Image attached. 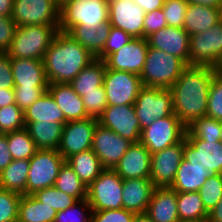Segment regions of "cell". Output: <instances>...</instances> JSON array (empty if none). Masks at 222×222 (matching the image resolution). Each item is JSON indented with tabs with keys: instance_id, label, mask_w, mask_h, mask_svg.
<instances>
[{
	"instance_id": "6da1fadb",
	"label": "cell",
	"mask_w": 222,
	"mask_h": 222,
	"mask_svg": "<svg viewBox=\"0 0 222 222\" xmlns=\"http://www.w3.org/2000/svg\"><path fill=\"white\" fill-rule=\"evenodd\" d=\"M215 73L213 67L188 65L169 88L174 114L186 127L206 116L210 84Z\"/></svg>"
},
{
	"instance_id": "7a4b0ae2",
	"label": "cell",
	"mask_w": 222,
	"mask_h": 222,
	"mask_svg": "<svg viewBox=\"0 0 222 222\" xmlns=\"http://www.w3.org/2000/svg\"><path fill=\"white\" fill-rule=\"evenodd\" d=\"M96 58L66 32L58 31L43 57L49 83H70Z\"/></svg>"
},
{
	"instance_id": "3957f363",
	"label": "cell",
	"mask_w": 222,
	"mask_h": 222,
	"mask_svg": "<svg viewBox=\"0 0 222 222\" xmlns=\"http://www.w3.org/2000/svg\"><path fill=\"white\" fill-rule=\"evenodd\" d=\"M58 31L59 25L17 27L6 53L10 58L42 60Z\"/></svg>"
},
{
	"instance_id": "277c9868",
	"label": "cell",
	"mask_w": 222,
	"mask_h": 222,
	"mask_svg": "<svg viewBox=\"0 0 222 222\" xmlns=\"http://www.w3.org/2000/svg\"><path fill=\"white\" fill-rule=\"evenodd\" d=\"M188 65L177 56L148 47L140 78L143 86L169 89Z\"/></svg>"
},
{
	"instance_id": "5b68a950",
	"label": "cell",
	"mask_w": 222,
	"mask_h": 222,
	"mask_svg": "<svg viewBox=\"0 0 222 222\" xmlns=\"http://www.w3.org/2000/svg\"><path fill=\"white\" fill-rule=\"evenodd\" d=\"M109 20L108 0H67L60 6L59 31L76 25L97 27Z\"/></svg>"
},
{
	"instance_id": "8992f818",
	"label": "cell",
	"mask_w": 222,
	"mask_h": 222,
	"mask_svg": "<svg viewBox=\"0 0 222 222\" xmlns=\"http://www.w3.org/2000/svg\"><path fill=\"white\" fill-rule=\"evenodd\" d=\"M141 130L154 120L174 114L170 89L143 86L133 104Z\"/></svg>"
},
{
	"instance_id": "52a82bcc",
	"label": "cell",
	"mask_w": 222,
	"mask_h": 222,
	"mask_svg": "<svg viewBox=\"0 0 222 222\" xmlns=\"http://www.w3.org/2000/svg\"><path fill=\"white\" fill-rule=\"evenodd\" d=\"M123 179L113 170L104 169L87 187V201L93 211L123 208Z\"/></svg>"
},
{
	"instance_id": "ba28073f",
	"label": "cell",
	"mask_w": 222,
	"mask_h": 222,
	"mask_svg": "<svg viewBox=\"0 0 222 222\" xmlns=\"http://www.w3.org/2000/svg\"><path fill=\"white\" fill-rule=\"evenodd\" d=\"M65 159L55 149H38L29 159L27 176V195L36 191L54 186L59 170Z\"/></svg>"
},
{
	"instance_id": "9c48e42d",
	"label": "cell",
	"mask_w": 222,
	"mask_h": 222,
	"mask_svg": "<svg viewBox=\"0 0 222 222\" xmlns=\"http://www.w3.org/2000/svg\"><path fill=\"white\" fill-rule=\"evenodd\" d=\"M186 126L175 114L154 120V122L141 130L140 143L154 154L163 149L180 143L185 138Z\"/></svg>"
},
{
	"instance_id": "30bf717a",
	"label": "cell",
	"mask_w": 222,
	"mask_h": 222,
	"mask_svg": "<svg viewBox=\"0 0 222 222\" xmlns=\"http://www.w3.org/2000/svg\"><path fill=\"white\" fill-rule=\"evenodd\" d=\"M222 58V20L212 28L190 35L189 65L216 68Z\"/></svg>"
},
{
	"instance_id": "8fae6325",
	"label": "cell",
	"mask_w": 222,
	"mask_h": 222,
	"mask_svg": "<svg viewBox=\"0 0 222 222\" xmlns=\"http://www.w3.org/2000/svg\"><path fill=\"white\" fill-rule=\"evenodd\" d=\"M12 19L17 25H59L60 5L55 0H14Z\"/></svg>"
},
{
	"instance_id": "7c38bea8",
	"label": "cell",
	"mask_w": 222,
	"mask_h": 222,
	"mask_svg": "<svg viewBox=\"0 0 222 222\" xmlns=\"http://www.w3.org/2000/svg\"><path fill=\"white\" fill-rule=\"evenodd\" d=\"M103 87L108 106H121L134 104L143 84L139 75L106 68Z\"/></svg>"
},
{
	"instance_id": "4fadbf2b",
	"label": "cell",
	"mask_w": 222,
	"mask_h": 222,
	"mask_svg": "<svg viewBox=\"0 0 222 222\" xmlns=\"http://www.w3.org/2000/svg\"><path fill=\"white\" fill-rule=\"evenodd\" d=\"M97 124L98 119L92 117L67 122L63 126L57 151L66 160L73 154L92 149L93 132Z\"/></svg>"
},
{
	"instance_id": "5bb4252c",
	"label": "cell",
	"mask_w": 222,
	"mask_h": 222,
	"mask_svg": "<svg viewBox=\"0 0 222 222\" xmlns=\"http://www.w3.org/2000/svg\"><path fill=\"white\" fill-rule=\"evenodd\" d=\"M132 144L131 141L119 136L113 130L102 127L99 123L94 129L92 151L104 169H114Z\"/></svg>"
},
{
	"instance_id": "9a60e30c",
	"label": "cell",
	"mask_w": 222,
	"mask_h": 222,
	"mask_svg": "<svg viewBox=\"0 0 222 222\" xmlns=\"http://www.w3.org/2000/svg\"><path fill=\"white\" fill-rule=\"evenodd\" d=\"M98 123L132 143L140 141L141 128L133 104L107 106Z\"/></svg>"
},
{
	"instance_id": "2e32d148",
	"label": "cell",
	"mask_w": 222,
	"mask_h": 222,
	"mask_svg": "<svg viewBox=\"0 0 222 222\" xmlns=\"http://www.w3.org/2000/svg\"><path fill=\"white\" fill-rule=\"evenodd\" d=\"M112 27L125 31L132 38H144L145 12L133 0H108Z\"/></svg>"
},
{
	"instance_id": "e0dca14e",
	"label": "cell",
	"mask_w": 222,
	"mask_h": 222,
	"mask_svg": "<svg viewBox=\"0 0 222 222\" xmlns=\"http://www.w3.org/2000/svg\"><path fill=\"white\" fill-rule=\"evenodd\" d=\"M184 139L162 151L151 154L150 180L155 187H170L183 158Z\"/></svg>"
},
{
	"instance_id": "ac0fdd59",
	"label": "cell",
	"mask_w": 222,
	"mask_h": 222,
	"mask_svg": "<svg viewBox=\"0 0 222 222\" xmlns=\"http://www.w3.org/2000/svg\"><path fill=\"white\" fill-rule=\"evenodd\" d=\"M183 158L191 165L207 168L210 174H222V143L184 138Z\"/></svg>"
},
{
	"instance_id": "d6986e66",
	"label": "cell",
	"mask_w": 222,
	"mask_h": 222,
	"mask_svg": "<svg viewBox=\"0 0 222 222\" xmlns=\"http://www.w3.org/2000/svg\"><path fill=\"white\" fill-rule=\"evenodd\" d=\"M148 47L146 38H133L104 60L106 68L140 75L145 64Z\"/></svg>"
},
{
	"instance_id": "ffe728a7",
	"label": "cell",
	"mask_w": 222,
	"mask_h": 222,
	"mask_svg": "<svg viewBox=\"0 0 222 222\" xmlns=\"http://www.w3.org/2000/svg\"><path fill=\"white\" fill-rule=\"evenodd\" d=\"M189 38L184 28L166 26L146 37L149 47L177 56L189 65Z\"/></svg>"
},
{
	"instance_id": "44dd1931",
	"label": "cell",
	"mask_w": 222,
	"mask_h": 222,
	"mask_svg": "<svg viewBox=\"0 0 222 222\" xmlns=\"http://www.w3.org/2000/svg\"><path fill=\"white\" fill-rule=\"evenodd\" d=\"M113 170L123 180L150 179L151 153L142 143H133Z\"/></svg>"
},
{
	"instance_id": "7402d4cb",
	"label": "cell",
	"mask_w": 222,
	"mask_h": 222,
	"mask_svg": "<svg viewBox=\"0 0 222 222\" xmlns=\"http://www.w3.org/2000/svg\"><path fill=\"white\" fill-rule=\"evenodd\" d=\"M47 91L54 98L67 122L86 119L89 116L79 96L68 83H49Z\"/></svg>"
},
{
	"instance_id": "603a6c76",
	"label": "cell",
	"mask_w": 222,
	"mask_h": 222,
	"mask_svg": "<svg viewBox=\"0 0 222 222\" xmlns=\"http://www.w3.org/2000/svg\"><path fill=\"white\" fill-rule=\"evenodd\" d=\"M155 189L150 179H124L122 185L123 208L136 214L146 213Z\"/></svg>"
},
{
	"instance_id": "cb8c5ba5",
	"label": "cell",
	"mask_w": 222,
	"mask_h": 222,
	"mask_svg": "<svg viewBox=\"0 0 222 222\" xmlns=\"http://www.w3.org/2000/svg\"><path fill=\"white\" fill-rule=\"evenodd\" d=\"M177 192L170 187H155L146 214L153 222H179Z\"/></svg>"
},
{
	"instance_id": "d4e9b609",
	"label": "cell",
	"mask_w": 222,
	"mask_h": 222,
	"mask_svg": "<svg viewBox=\"0 0 222 222\" xmlns=\"http://www.w3.org/2000/svg\"><path fill=\"white\" fill-rule=\"evenodd\" d=\"M14 87H48L43 60L11 58Z\"/></svg>"
},
{
	"instance_id": "484cf974",
	"label": "cell",
	"mask_w": 222,
	"mask_h": 222,
	"mask_svg": "<svg viewBox=\"0 0 222 222\" xmlns=\"http://www.w3.org/2000/svg\"><path fill=\"white\" fill-rule=\"evenodd\" d=\"M221 20L222 8L189 3L183 28L189 35L197 34L212 28Z\"/></svg>"
},
{
	"instance_id": "4316f807",
	"label": "cell",
	"mask_w": 222,
	"mask_h": 222,
	"mask_svg": "<svg viewBox=\"0 0 222 222\" xmlns=\"http://www.w3.org/2000/svg\"><path fill=\"white\" fill-rule=\"evenodd\" d=\"M111 30L110 21L88 29L87 25H76L67 34L86 48L95 58L102 52Z\"/></svg>"
},
{
	"instance_id": "83f0119b",
	"label": "cell",
	"mask_w": 222,
	"mask_h": 222,
	"mask_svg": "<svg viewBox=\"0 0 222 222\" xmlns=\"http://www.w3.org/2000/svg\"><path fill=\"white\" fill-rule=\"evenodd\" d=\"M210 175L206 167L191 165L182 158L170 188L176 192H198Z\"/></svg>"
},
{
	"instance_id": "f1b7e54d",
	"label": "cell",
	"mask_w": 222,
	"mask_h": 222,
	"mask_svg": "<svg viewBox=\"0 0 222 222\" xmlns=\"http://www.w3.org/2000/svg\"><path fill=\"white\" fill-rule=\"evenodd\" d=\"M31 122H58L65 125L67 120L54 98L47 91L41 98L24 110L25 127Z\"/></svg>"
},
{
	"instance_id": "f546056e",
	"label": "cell",
	"mask_w": 222,
	"mask_h": 222,
	"mask_svg": "<svg viewBox=\"0 0 222 222\" xmlns=\"http://www.w3.org/2000/svg\"><path fill=\"white\" fill-rule=\"evenodd\" d=\"M106 64L103 60L95 59L69 83L74 91L83 96L85 93L100 92L103 85Z\"/></svg>"
},
{
	"instance_id": "4dcf8cb0",
	"label": "cell",
	"mask_w": 222,
	"mask_h": 222,
	"mask_svg": "<svg viewBox=\"0 0 222 222\" xmlns=\"http://www.w3.org/2000/svg\"><path fill=\"white\" fill-rule=\"evenodd\" d=\"M65 162L74 170L86 187L104 170L99 158L92 149L73 154Z\"/></svg>"
},
{
	"instance_id": "1f68e13d",
	"label": "cell",
	"mask_w": 222,
	"mask_h": 222,
	"mask_svg": "<svg viewBox=\"0 0 222 222\" xmlns=\"http://www.w3.org/2000/svg\"><path fill=\"white\" fill-rule=\"evenodd\" d=\"M63 126V123L58 122H31L25 128L38 149L57 150L62 137Z\"/></svg>"
},
{
	"instance_id": "d6a6232c",
	"label": "cell",
	"mask_w": 222,
	"mask_h": 222,
	"mask_svg": "<svg viewBox=\"0 0 222 222\" xmlns=\"http://www.w3.org/2000/svg\"><path fill=\"white\" fill-rule=\"evenodd\" d=\"M29 159L13 160L0 173V188L27 195Z\"/></svg>"
},
{
	"instance_id": "836d02e7",
	"label": "cell",
	"mask_w": 222,
	"mask_h": 222,
	"mask_svg": "<svg viewBox=\"0 0 222 222\" xmlns=\"http://www.w3.org/2000/svg\"><path fill=\"white\" fill-rule=\"evenodd\" d=\"M57 211L39 202L33 195H22L17 222H54Z\"/></svg>"
},
{
	"instance_id": "e575fe53",
	"label": "cell",
	"mask_w": 222,
	"mask_h": 222,
	"mask_svg": "<svg viewBox=\"0 0 222 222\" xmlns=\"http://www.w3.org/2000/svg\"><path fill=\"white\" fill-rule=\"evenodd\" d=\"M177 206L179 220L208 219L209 212L199 192H177Z\"/></svg>"
},
{
	"instance_id": "d590c367",
	"label": "cell",
	"mask_w": 222,
	"mask_h": 222,
	"mask_svg": "<svg viewBox=\"0 0 222 222\" xmlns=\"http://www.w3.org/2000/svg\"><path fill=\"white\" fill-rule=\"evenodd\" d=\"M7 143L13 160L31 159L38 150L26 128L8 133Z\"/></svg>"
},
{
	"instance_id": "8d00e7d4",
	"label": "cell",
	"mask_w": 222,
	"mask_h": 222,
	"mask_svg": "<svg viewBox=\"0 0 222 222\" xmlns=\"http://www.w3.org/2000/svg\"><path fill=\"white\" fill-rule=\"evenodd\" d=\"M54 186L77 200L87 198V187L66 162L61 166Z\"/></svg>"
},
{
	"instance_id": "74e56055",
	"label": "cell",
	"mask_w": 222,
	"mask_h": 222,
	"mask_svg": "<svg viewBox=\"0 0 222 222\" xmlns=\"http://www.w3.org/2000/svg\"><path fill=\"white\" fill-rule=\"evenodd\" d=\"M185 138H199L205 142L220 141L221 121L207 116L194 120L186 127Z\"/></svg>"
},
{
	"instance_id": "f35d334b",
	"label": "cell",
	"mask_w": 222,
	"mask_h": 222,
	"mask_svg": "<svg viewBox=\"0 0 222 222\" xmlns=\"http://www.w3.org/2000/svg\"><path fill=\"white\" fill-rule=\"evenodd\" d=\"M32 195L39 202L48 205L57 212L67 209L78 201L75 197L58 190L55 186L38 190Z\"/></svg>"
},
{
	"instance_id": "ab89813d",
	"label": "cell",
	"mask_w": 222,
	"mask_h": 222,
	"mask_svg": "<svg viewBox=\"0 0 222 222\" xmlns=\"http://www.w3.org/2000/svg\"><path fill=\"white\" fill-rule=\"evenodd\" d=\"M198 192L210 213L222 198V174H211Z\"/></svg>"
},
{
	"instance_id": "60d3db41",
	"label": "cell",
	"mask_w": 222,
	"mask_h": 222,
	"mask_svg": "<svg viewBox=\"0 0 222 222\" xmlns=\"http://www.w3.org/2000/svg\"><path fill=\"white\" fill-rule=\"evenodd\" d=\"M25 128L24 112L16 105L0 108V134H8Z\"/></svg>"
},
{
	"instance_id": "b9f144b4",
	"label": "cell",
	"mask_w": 222,
	"mask_h": 222,
	"mask_svg": "<svg viewBox=\"0 0 222 222\" xmlns=\"http://www.w3.org/2000/svg\"><path fill=\"white\" fill-rule=\"evenodd\" d=\"M92 212L87 199H81L67 209L58 211L54 222H91Z\"/></svg>"
},
{
	"instance_id": "7bdbcfd3",
	"label": "cell",
	"mask_w": 222,
	"mask_h": 222,
	"mask_svg": "<svg viewBox=\"0 0 222 222\" xmlns=\"http://www.w3.org/2000/svg\"><path fill=\"white\" fill-rule=\"evenodd\" d=\"M21 196L0 188V222H17Z\"/></svg>"
},
{
	"instance_id": "ee69618b",
	"label": "cell",
	"mask_w": 222,
	"mask_h": 222,
	"mask_svg": "<svg viewBox=\"0 0 222 222\" xmlns=\"http://www.w3.org/2000/svg\"><path fill=\"white\" fill-rule=\"evenodd\" d=\"M206 116L222 121V74L217 72L210 84Z\"/></svg>"
},
{
	"instance_id": "f6af8a7d",
	"label": "cell",
	"mask_w": 222,
	"mask_h": 222,
	"mask_svg": "<svg viewBox=\"0 0 222 222\" xmlns=\"http://www.w3.org/2000/svg\"><path fill=\"white\" fill-rule=\"evenodd\" d=\"M189 2L187 0H165L162 10L167 26L183 28L186 9Z\"/></svg>"
},
{
	"instance_id": "bcb514c9",
	"label": "cell",
	"mask_w": 222,
	"mask_h": 222,
	"mask_svg": "<svg viewBox=\"0 0 222 222\" xmlns=\"http://www.w3.org/2000/svg\"><path fill=\"white\" fill-rule=\"evenodd\" d=\"M81 97L89 117L99 119L108 106L103 85L100 86V92L85 93Z\"/></svg>"
},
{
	"instance_id": "7dc6e473",
	"label": "cell",
	"mask_w": 222,
	"mask_h": 222,
	"mask_svg": "<svg viewBox=\"0 0 222 222\" xmlns=\"http://www.w3.org/2000/svg\"><path fill=\"white\" fill-rule=\"evenodd\" d=\"M132 39L133 38L122 29L111 26L104 48L96 58L104 61L110 54L121 49Z\"/></svg>"
},
{
	"instance_id": "c3c4849f",
	"label": "cell",
	"mask_w": 222,
	"mask_h": 222,
	"mask_svg": "<svg viewBox=\"0 0 222 222\" xmlns=\"http://www.w3.org/2000/svg\"><path fill=\"white\" fill-rule=\"evenodd\" d=\"M48 87H14L16 105L24 112L36 100L41 98Z\"/></svg>"
},
{
	"instance_id": "681fc988",
	"label": "cell",
	"mask_w": 222,
	"mask_h": 222,
	"mask_svg": "<svg viewBox=\"0 0 222 222\" xmlns=\"http://www.w3.org/2000/svg\"><path fill=\"white\" fill-rule=\"evenodd\" d=\"M135 214L124 208L93 211L91 222H132Z\"/></svg>"
},
{
	"instance_id": "f907efd6",
	"label": "cell",
	"mask_w": 222,
	"mask_h": 222,
	"mask_svg": "<svg viewBox=\"0 0 222 222\" xmlns=\"http://www.w3.org/2000/svg\"><path fill=\"white\" fill-rule=\"evenodd\" d=\"M167 26L162 9L145 13L144 18V38Z\"/></svg>"
},
{
	"instance_id": "816d5d0a",
	"label": "cell",
	"mask_w": 222,
	"mask_h": 222,
	"mask_svg": "<svg viewBox=\"0 0 222 222\" xmlns=\"http://www.w3.org/2000/svg\"><path fill=\"white\" fill-rule=\"evenodd\" d=\"M17 25L12 17H0V52H6L14 38Z\"/></svg>"
},
{
	"instance_id": "f5cc1de1",
	"label": "cell",
	"mask_w": 222,
	"mask_h": 222,
	"mask_svg": "<svg viewBox=\"0 0 222 222\" xmlns=\"http://www.w3.org/2000/svg\"><path fill=\"white\" fill-rule=\"evenodd\" d=\"M11 58L6 52H0V89H14Z\"/></svg>"
},
{
	"instance_id": "db71d44e",
	"label": "cell",
	"mask_w": 222,
	"mask_h": 222,
	"mask_svg": "<svg viewBox=\"0 0 222 222\" xmlns=\"http://www.w3.org/2000/svg\"><path fill=\"white\" fill-rule=\"evenodd\" d=\"M13 161L7 143V134H0V173Z\"/></svg>"
},
{
	"instance_id": "11a10c76",
	"label": "cell",
	"mask_w": 222,
	"mask_h": 222,
	"mask_svg": "<svg viewBox=\"0 0 222 222\" xmlns=\"http://www.w3.org/2000/svg\"><path fill=\"white\" fill-rule=\"evenodd\" d=\"M144 12L162 9L165 0H133Z\"/></svg>"
},
{
	"instance_id": "9f6ffc18",
	"label": "cell",
	"mask_w": 222,
	"mask_h": 222,
	"mask_svg": "<svg viewBox=\"0 0 222 222\" xmlns=\"http://www.w3.org/2000/svg\"><path fill=\"white\" fill-rule=\"evenodd\" d=\"M15 103L14 89H0V108Z\"/></svg>"
},
{
	"instance_id": "6f0895ef",
	"label": "cell",
	"mask_w": 222,
	"mask_h": 222,
	"mask_svg": "<svg viewBox=\"0 0 222 222\" xmlns=\"http://www.w3.org/2000/svg\"><path fill=\"white\" fill-rule=\"evenodd\" d=\"M14 0H0V17H12Z\"/></svg>"
},
{
	"instance_id": "680465c9",
	"label": "cell",
	"mask_w": 222,
	"mask_h": 222,
	"mask_svg": "<svg viewBox=\"0 0 222 222\" xmlns=\"http://www.w3.org/2000/svg\"><path fill=\"white\" fill-rule=\"evenodd\" d=\"M209 222H222V198L208 216Z\"/></svg>"
},
{
	"instance_id": "91938a15",
	"label": "cell",
	"mask_w": 222,
	"mask_h": 222,
	"mask_svg": "<svg viewBox=\"0 0 222 222\" xmlns=\"http://www.w3.org/2000/svg\"><path fill=\"white\" fill-rule=\"evenodd\" d=\"M189 3L202 4L214 8H222V0H187Z\"/></svg>"
},
{
	"instance_id": "94428289",
	"label": "cell",
	"mask_w": 222,
	"mask_h": 222,
	"mask_svg": "<svg viewBox=\"0 0 222 222\" xmlns=\"http://www.w3.org/2000/svg\"><path fill=\"white\" fill-rule=\"evenodd\" d=\"M132 222H153L146 213L135 214Z\"/></svg>"
},
{
	"instance_id": "6125c7cd",
	"label": "cell",
	"mask_w": 222,
	"mask_h": 222,
	"mask_svg": "<svg viewBox=\"0 0 222 222\" xmlns=\"http://www.w3.org/2000/svg\"><path fill=\"white\" fill-rule=\"evenodd\" d=\"M215 70L217 73L222 74V58L220 59V62L216 66Z\"/></svg>"
},
{
	"instance_id": "be15d7a7",
	"label": "cell",
	"mask_w": 222,
	"mask_h": 222,
	"mask_svg": "<svg viewBox=\"0 0 222 222\" xmlns=\"http://www.w3.org/2000/svg\"><path fill=\"white\" fill-rule=\"evenodd\" d=\"M179 222H209L208 219H200V220H179Z\"/></svg>"
},
{
	"instance_id": "e7e4bbea",
	"label": "cell",
	"mask_w": 222,
	"mask_h": 222,
	"mask_svg": "<svg viewBox=\"0 0 222 222\" xmlns=\"http://www.w3.org/2000/svg\"><path fill=\"white\" fill-rule=\"evenodd\" d=\"M60 6L66 2L67 0H55Z\"/></svg>"
},
{
	"instance_id": "03108f58",
	"label": "cell",
	"mask_w": 222,
	"mask_h": 222,
	"mask_svg": "<svg viewBox=\"0 0 222 222\" xmlns=\"http://www.w3.org/2000/svg\"><path fill=\"white\" fill-rule=\"evenodd\" d=\"M220 142L222 143V121H221V135H220Z\"/></svg>"
}]
</instances>
